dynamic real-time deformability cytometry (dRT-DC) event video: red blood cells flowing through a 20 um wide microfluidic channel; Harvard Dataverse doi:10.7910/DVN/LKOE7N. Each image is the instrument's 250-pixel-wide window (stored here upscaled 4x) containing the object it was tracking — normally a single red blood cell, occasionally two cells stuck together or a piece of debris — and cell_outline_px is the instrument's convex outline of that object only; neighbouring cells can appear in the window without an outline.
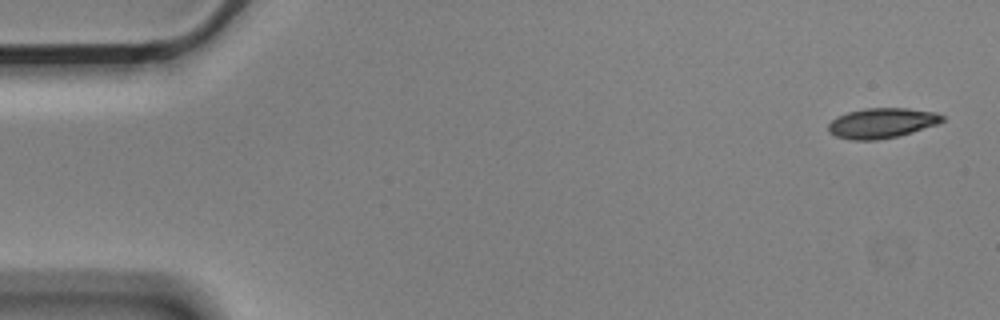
{"species": "Egyptian fruit bat (a non-hibernating species)", "species_latin": "Rousettus aegyptiacus", "temperature_condition": "cold", "stored_images_in_passage": 3, "segment_of_instrument_passage": [1, 2], "camera_frame_rate_fps": 3000, "um_per_image_px": 0.085, "animal": {"sex": "male"}, "frame": {"image": 1, "passage_image": 1, "time_ms": 0.0, "image_size_px": [1000, 320], "cell_outline_px": [[944, 120], [936, 124], [896, 136], [876, 140], [852, 140], [836, 136], [828, 132], [828, 124], [836, 116], [848, 112], [864, 108], [908, 108], [936, 112], [944, 116]], "centroid_in_image_um": [74.91, 10.45], "position_along_channel_um": 10.1, "area_um2": 19.83}}
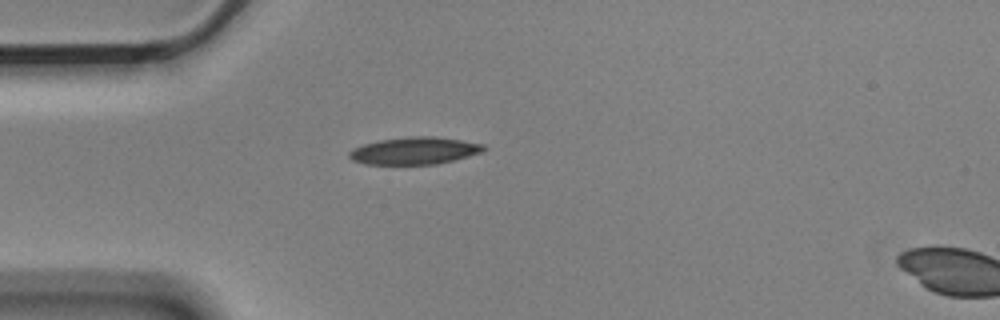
{"frame": {"image": 2, "passage_image": 2, "time_ms": 0.333, "image_size_px": [1000, 320], "cell_outline_px": [[488, 148], [480, 152], [468, 156], [436, 164], [364, 164], [352, 160], [348, 156], [348, 152], [352, 148], [364, 144], [380, 140], [412, 136], [432, 136], [460, 140], [484, 144]], "centroid_in_image_um": [35.2, 12.81], "position_along_channel_um": 49.8, "area_um2": 21.21}}